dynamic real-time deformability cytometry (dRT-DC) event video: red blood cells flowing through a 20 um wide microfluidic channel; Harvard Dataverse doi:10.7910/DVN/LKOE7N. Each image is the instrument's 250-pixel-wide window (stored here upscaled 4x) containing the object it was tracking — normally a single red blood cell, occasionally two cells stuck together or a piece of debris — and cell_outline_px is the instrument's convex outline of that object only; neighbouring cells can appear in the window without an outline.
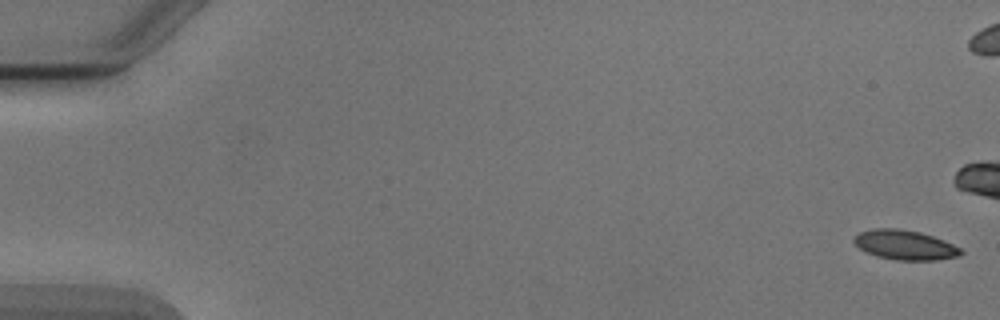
{"species": "Egyptian fruit bat (a non-hibernating species)", "species_latin": "Rousettus aegyptiacus", "temperature_condition": "cold", "stored_images_in_passage": 8, "camera_frame_rate_fps": 3000, "um_per_image_px": 0.085, "animal": {"sex": "male"}, "frame": {"image": 1, "passage_image": 1, "time_ms": 0.0, "image_size_px": [1000, 320], "cell_outline_px": [[964, 252], [960, 256], [936, 260], [896, 260], [876, 256], [860, 248], [852, 240], [860, 232], [872, 228], [900, 228], [920, 232], [944, 240], [960, 248]], "centroid_in_image_um": [76.93, 20.82], "position_along_channel_um": 8.1, "area_um2": 18.44}}
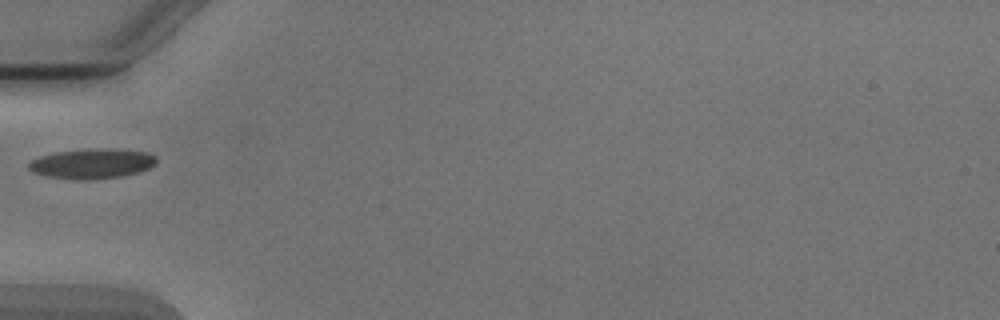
{"frame": {"image": 2, "passage_image": 8, "time_ms": 8.333, "image_size_px": [1000, 320], "cell_outline_px": [[156, 164], [148, 168], [124, 176], [84, 180], [80, 180], [44, 176], [28, 168], [28, 164], [32, 160], [40, 156], [56, 152], [88, 148], [100, 148], [148, 152], [156, 156]], "centroid_in_image_um": [7.82, 13.9], "position_along_channel_um": 77.2, "area_um2": 22.2}}